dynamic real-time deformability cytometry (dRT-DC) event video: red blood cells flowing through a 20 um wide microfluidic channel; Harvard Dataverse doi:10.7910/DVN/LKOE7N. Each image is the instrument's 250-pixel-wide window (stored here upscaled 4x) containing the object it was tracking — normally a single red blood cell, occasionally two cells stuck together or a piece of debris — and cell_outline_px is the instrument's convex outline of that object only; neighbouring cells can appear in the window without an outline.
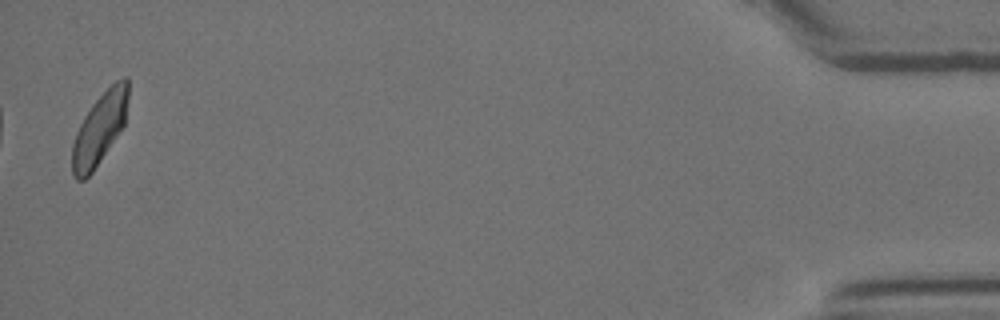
{"species": "Egyptian fruit bat (a non-hibernating species)", "species_latin": "Rousettus aegyptiacus", "temperature_condition": "room temperature", "stored_images_in_passage": 13, "camera_frame_rate_fps": 3000, "um_per_image_px": 0.085, "animal": {"sex": "female"}, "frame": {"image": 1, "passage_image": 13, "time_ms": 4.0, "image_size_px": [1000, 320], "cell_outline_px": [[128, 100], [124, 124], [92, 172], [84, 180], [76, 180], [72, 176], [72, 144], [76, 132], [84, 116], [92, 104], [116, 80], [124, 76], [128, 76]], "centroid_in_image_um": [8.45, 10.93], "position_along_channel_um": 426.8, "area_um2": 23.0}}